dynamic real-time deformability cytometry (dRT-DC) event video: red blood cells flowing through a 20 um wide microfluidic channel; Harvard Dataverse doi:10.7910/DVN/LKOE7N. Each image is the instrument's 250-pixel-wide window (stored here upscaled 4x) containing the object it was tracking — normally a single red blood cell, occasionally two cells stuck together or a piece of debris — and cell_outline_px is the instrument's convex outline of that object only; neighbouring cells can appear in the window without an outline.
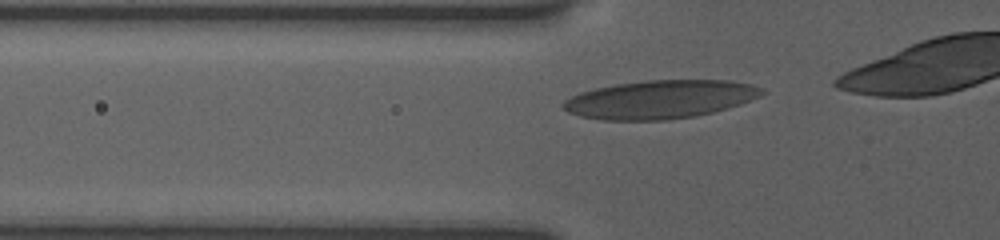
{"species": "human", "species_latin": "Homo sapiens", "temperature_condition": "room temperature", "stored_images_in_passage": 14, "camera_frame_rate_fps": 3000, "um_per_image_px": 0.085, "donor": {"sex": "female"}, "frame": {"image": 1, "passage_image": 5, "time_ms": 1.0, "image_size_px": [1000, 240], "cell_outline_px": [[768, 92], [760, 96], [740, 104], [712, 112], [692, 116], [664, 120], [604, 120], [580, 116], [568, 112], [560, 104], [564, 100], [580, 92], [596, 88], [616, 84], [644, 80], [732, 80], [752, 84], [764, 88]], "centroid_in_image_um": [56.13, 8.44], "position_along_channel_um": 69.7, "area_um2": 44.45}}
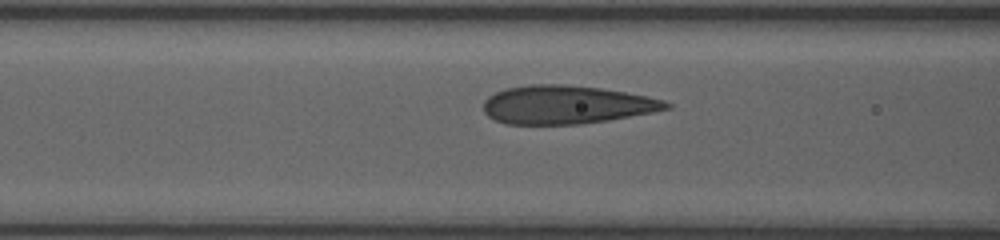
{"frame": {"image": 2, "passage_image": 9, "time_ms": 2.333, "image_size_px": [1000, 240], "cell_outline_px": [[672, 108], [652, 112], [608, 120], [580, 124], [504, 124], [488, 116], [484, 112], [484, 100], [488, 96], [504, 88], [528, 84], [564, 84], [600, 88], [624, 92], [664, 100], [672, 104]], "centroid_in_image_um": [48.11, 8.9], "position_along_channel_um": 118.5, "area_um2": 40.86}}
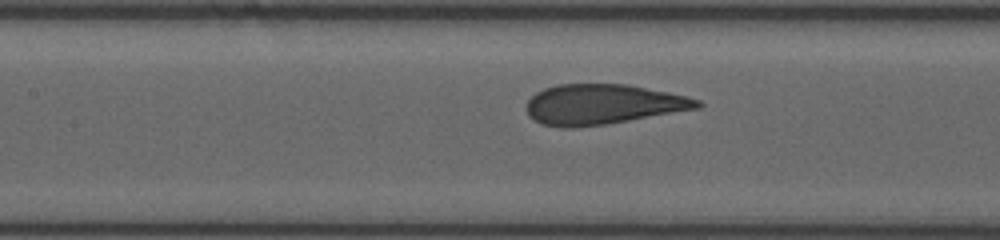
{"frame": {"image": 3, "passage_image": 12, "time_ms": 3.333, "image_size_px": [1000, 240], "cell_outline_px": [[704, 104], [700, 108], [604, 124], [572, 128], [564, 128], [544, 124], [528, 116], [524, 108], [528, 100], [536, 92], [544, 88], [556, 84], [628, 84], [668, 92], [700, 100]], "centroid_in_image_um": [51.2, 8.86], "position_along_channel_um": 156.2, "area_um2": 39.88}}